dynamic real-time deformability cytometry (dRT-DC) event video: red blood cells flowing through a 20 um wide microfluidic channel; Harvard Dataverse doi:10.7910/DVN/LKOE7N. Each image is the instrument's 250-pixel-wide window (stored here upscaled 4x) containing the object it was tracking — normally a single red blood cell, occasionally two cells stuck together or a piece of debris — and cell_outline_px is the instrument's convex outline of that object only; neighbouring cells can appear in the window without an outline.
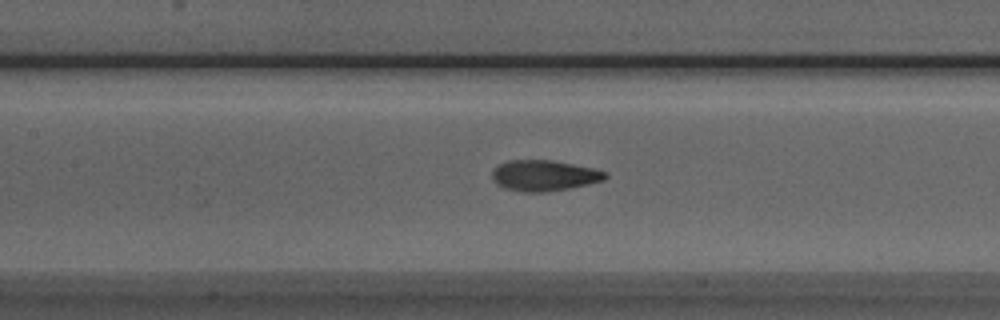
{"species": "Egyptian fruit bat (a non-hibernating species)", "species_latin": "Rousettus aegyptiacus", "temperature_condition": "room temperature", "stored_images_in_passage": 27, "camera_frame_rate_fps": 3000, "um_per_image_px": 0.085, "animal": {"sex": "male"}, "frame": {"image": 1, "passage_image": 10, "time_ms": 3.0, "image_size_px": [1000, 320], "cell_outline_px": [[608, 176], [604, 180], [588, 184], [568, 188], [544, 192], [524, 192], [504, 188], [496, 184], [492, 180], [492, 168], [508, 160], [552, 160], [592, 168], [604, 172]], "centroid_in_image_um": [46.19, 14.92], "position_along_channel_um": 161.2, "area_um2": 20.23}}
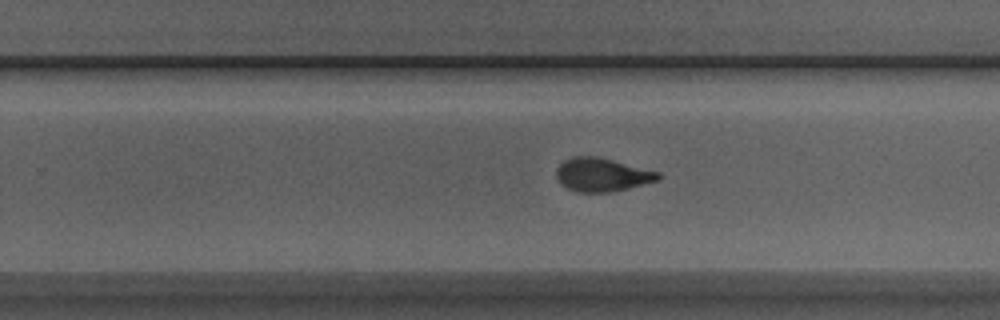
{"frame": {"image": 2, "passage_image": 19, "time_ms": 6.0, "image_size_px": [1000, 320], "cell_outline_px": [[660, 180], [612, 192], [576, 192], [560, 184], [556, 176], [556, 168], [564, 160], [572, 156], [596, 156], [660, 172]], "centroid_in_image_um": [51.15, 14.85], "position_along_channel_um": 278.6, "area_um2": 19.88}}
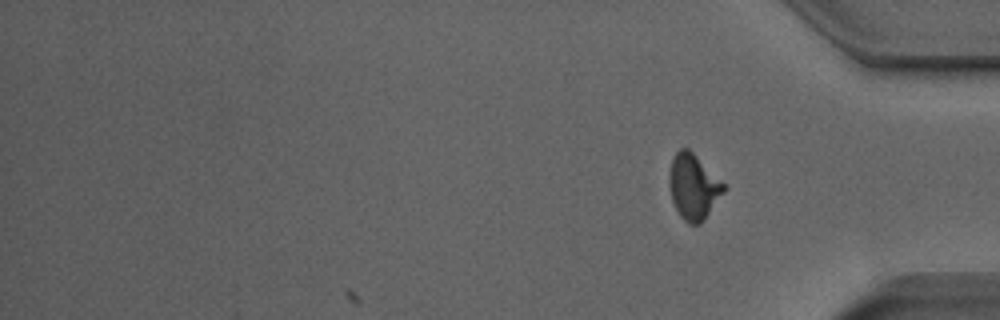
{"frame": {"image": 3, "passage_image": 27, "time_ms": 8.667, "image_size_px": [1000, 320], "cell_outline_px": [[724, 192], [700, 224], [688, 224], [680, 216], [672, 200], [668, 180], [668, 176], [672, 156], [680, 148], [688, 148], [724, 184]], "centroid_in_image_um": [58.89, 15.87], "position_along_channel_um": 376.3, "area_um2": 20.4}, "authors_computed_cell_mechanics": {"area_um2": 20.2878, "velocity_mm_per_s": 3.9277, "shape_relaxation_time_tau1_ms": 3.9063, "shape_relaxation_time_tau2_ms": 1.6082, "deformation_change_tau1": 0.1586, "deformation_change_tau2": 0.0682}}